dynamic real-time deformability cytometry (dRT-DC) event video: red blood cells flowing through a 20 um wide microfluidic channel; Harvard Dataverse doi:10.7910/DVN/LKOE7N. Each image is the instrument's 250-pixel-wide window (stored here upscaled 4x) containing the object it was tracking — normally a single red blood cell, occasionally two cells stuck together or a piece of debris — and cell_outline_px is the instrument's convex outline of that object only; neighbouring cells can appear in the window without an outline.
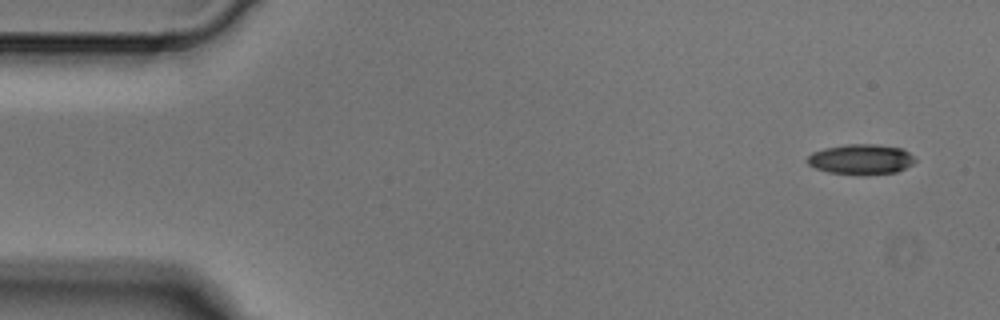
{"species": "Egyptian fruit bat (a non-hibernating species)", "species_latin": "Rousettus aegyptiacus", "temperature_condition": "cold", "stored_images_in_passage": 4, "camera_frame_rate_fps": 3000, "um_per_image_px": 0.085, "animal": {"sex": "male"}, "frame": {"image": 1, "passage_image": 1, "time_ms": 0.0, "image_size_px": [1000, 320], "cell_outline_px": [[916, 160], [912, 164], [896, 172], [828, 172], [816, 168], [808, 164], [808, 156], [812, 152], [824, 148], [844, 144], [876, 144], [904, 148]], "centroid_in_image_um": [73.18, 13.48], "position_along_channel_um": 11.8, "area_um2": 18.21}}
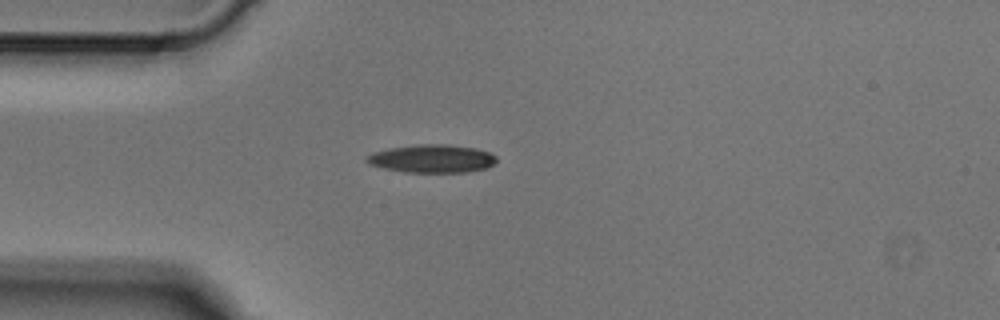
{"frame": {"image": 2, "passage_image": 4, "time_ms": 1.0, "image_size_px": [1000, 320], "cell_outline_px": [[496, 160], [488, 168], [468, 172], [404, 172], [384, 168], [368, 164], [364, 160], [372, 152], [392, 148], [416, 144], [448, 144], [476, 148], [488, 152], [496, 156]], "centroid_in_image_um": [36.72, 13.48], "position_along_channel_um": 48.3, "area_um2": 21.27}}